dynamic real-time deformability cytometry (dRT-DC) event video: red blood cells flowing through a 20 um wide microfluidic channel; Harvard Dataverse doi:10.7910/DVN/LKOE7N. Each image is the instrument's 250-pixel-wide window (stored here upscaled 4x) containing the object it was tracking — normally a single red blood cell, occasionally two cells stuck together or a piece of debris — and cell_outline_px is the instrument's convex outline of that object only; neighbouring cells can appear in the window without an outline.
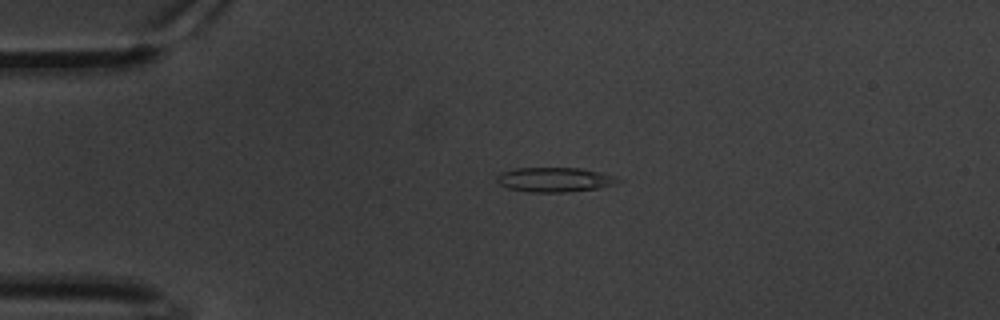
{"species": "common noctule bat (a hibernating species)", "species_latin": "Nyctalus noctula", "temperature_condition": "warm", "stored_images_in_passage": 48, "camera_frame_rate_fps": 3000, "um_per_image_px": 0.085, "animal": {"sex": "male", "body_mass_g": 20.1, "forearm_length_mm": 53.5}, "frame": {"image": 1, "passage_image": 1, "time_ms": 0.0, "image_size_px": [1000, 320], "cell_outline_px": [[624, 180], [600, 188], [568, 192], [528, 192], [508, 188], [500, 184], [496, 180], [496, 176], [500, 172], [516, 168], [580, 168], [616, 176]], "centroid_in_image_um": [47.14, 15.27], "position_along_channel_um": 37.9, "area_um2": 17.4}}
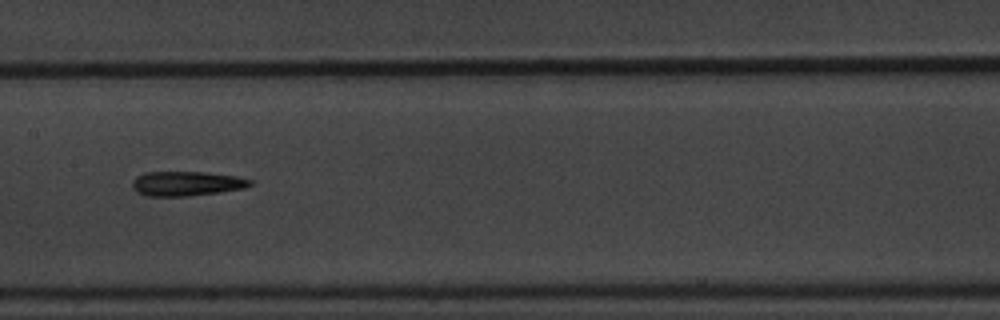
{"frame": {"image": 2, "passage_image": 18, "time_ms": 5.667, "image_size_px": [1000, 320], "cell_outline_px": [[252, 184], [244, 188], [220, 192], [188, 196], [144, 196], [136, 192], [132, 188], [132, 180], [136, 176], [144, 172], [204, 172], [236, 176], [252, 180]], "centroid_in_image_um": [15.8, 15.6], "position_along_channel_um": 191.6, "area_um2": 16.99}}
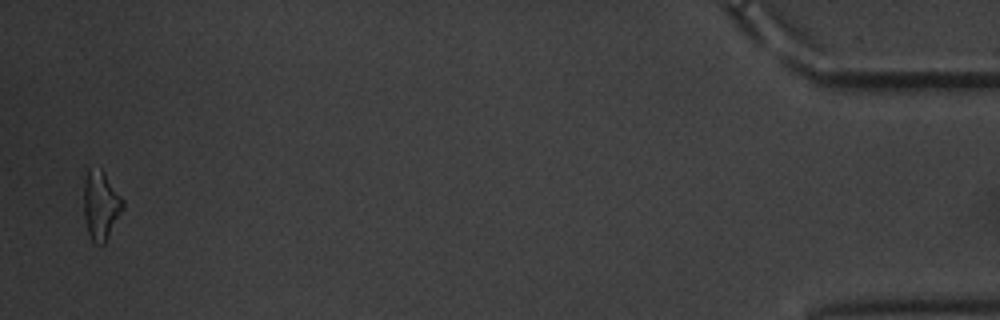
{"frame": {"image": 3, "passage_image": 47, "time_ms": 15.333, "image_size_px": [1000, 320], "cell_outline_px": [[124, 208], [104, 244], [96, 244], [92, 240], [88, 232], [84, 216], [84, 180], [88, 168], [100, 168], [104, 172], [124, 200]], "centroid_in_image_um": [8.57, 17.43], "position_along_channel_um": 426.6, "area_um2": 15.66}, "authors_computed_cell_mechanics": {"area_um2": 16.0973, "velocity_mm_per_s": 3.3225, "shape_relaxation_time_tau1_ms": 7.5263, "shape_relaxation_time_tau2_ms": 10.0603, "deformation_change_tau1": 0.1931, "deformation_change_tau2": 0.2512}}